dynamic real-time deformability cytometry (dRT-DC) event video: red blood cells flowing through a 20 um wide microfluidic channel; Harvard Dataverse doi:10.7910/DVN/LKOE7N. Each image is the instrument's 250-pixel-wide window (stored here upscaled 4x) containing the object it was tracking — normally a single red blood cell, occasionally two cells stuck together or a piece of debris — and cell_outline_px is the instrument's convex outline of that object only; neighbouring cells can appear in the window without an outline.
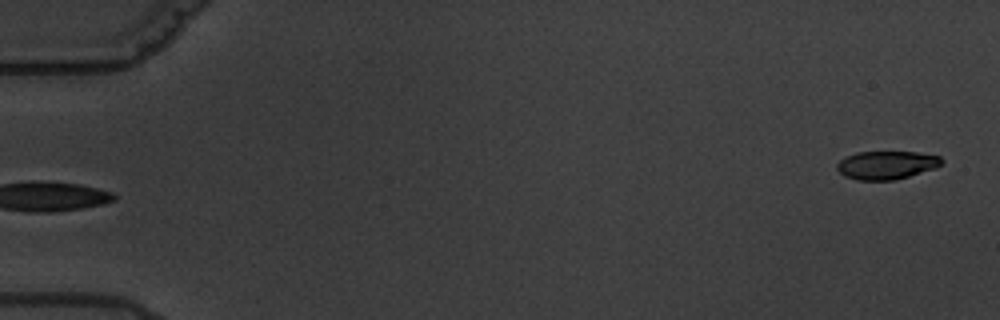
{"species": "common noctule bat (a hibernating species)", "species_latin": "Nyctalus noctula", "temperature_condition": "warm", "stored_images_in_passage": 7, "segment_of_instrument_passage": [2, 2], "camera_frame_rate_fps": 3000, "um_per_image_px": 0.085, "animal": {"sex": "male", "body_mass_g": 19.5, "forearm_length_mm": 54.6}, "frame": {"image": 1, "passage_image": 7, "time_ms": 7.0, "image_size_px": [1000, 320], "cell_outline_px": [[944, 160], [936, 168], [896, 180], [856, 180], [844, 176], [836, 168], [836, 164], [840, 160], [856, 152], [916, 152], [940, 156]], "centroid_in_image_um": [75.35, 14.03], "position_along_channel_um": 9.6, "area_um2": 17.28}}